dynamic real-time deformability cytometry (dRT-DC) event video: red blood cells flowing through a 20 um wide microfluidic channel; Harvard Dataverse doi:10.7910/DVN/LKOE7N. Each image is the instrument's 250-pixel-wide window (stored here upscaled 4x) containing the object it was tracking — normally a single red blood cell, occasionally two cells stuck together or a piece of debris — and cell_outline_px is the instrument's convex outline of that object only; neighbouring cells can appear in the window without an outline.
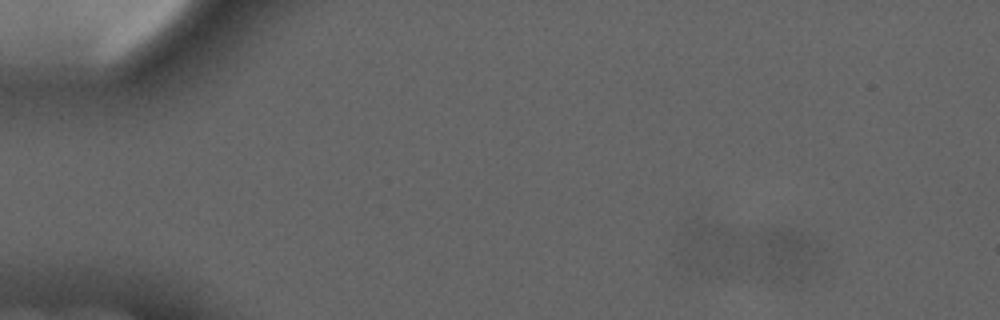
{"species": "common noctule bat (a hibernating species)", "species_latin": "Nyctalus noctula", "temperature_condition": "cold", "stored_images_in_passage": 5, "camera_frame_rate_fps": 3000, "um_per_image_px": 0.085, "animal": {"sex": "male", "forearm_length_mm": 52.5}, "frame": {"image": 1, "passage_image": 2, "time_ms": 1.333, "image_size_px": [1000, 320], "cell_outline_px": [[824, 248], [820, 260], [800, 280], [772, 280], [756, 264], [756, 260], [760, 236], [764, 232], [788, 228], [812, 236]], "centroid_in_image_um": [66.95, 21.6], "position_along_channel_um": 18.1, "area_um2": 19.42}}